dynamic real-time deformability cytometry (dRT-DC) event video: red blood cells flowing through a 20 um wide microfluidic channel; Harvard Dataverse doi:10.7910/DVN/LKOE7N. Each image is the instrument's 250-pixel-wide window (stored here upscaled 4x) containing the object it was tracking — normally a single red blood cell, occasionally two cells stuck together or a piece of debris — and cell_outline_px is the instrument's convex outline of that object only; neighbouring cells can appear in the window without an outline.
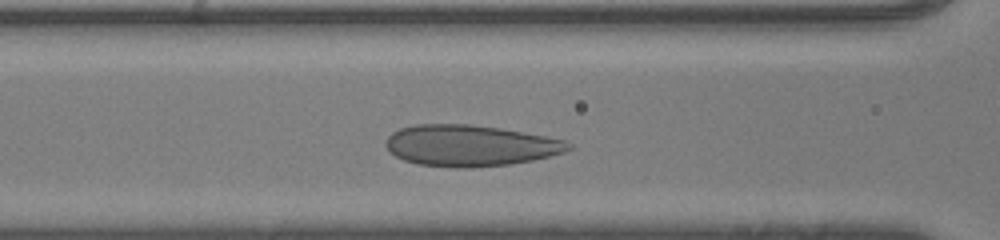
{"species": "human", "species_latin": "Homo sapiens", "temperature_condition": "room temperature", "stored_images_in_passage": 29, "camera_frame_rate_fps": 3000, "um_per_image_px": 0.085, "donor": {"sex": "male"}, "frame": {"image": 1, "passage_image": 9, "time_ms": 2.667, "image_size_px": [1000, 240], "cell_outline_px": [[572, 148], [564, 152], [532, 160], [508, 164], [468, 168], [456, 168], [420, 164], [404, 160], [396, 156], [388, 148], [388, 136], [392, 132], [400, 128], [416, 124], [468, 124], [500, 128], [548, 136], [564, 140], [572, 144]], "centroid_in_image_um": [39.99, 12.37], "position_along_channel_um": 126.6, "area_um2": 43.58}}
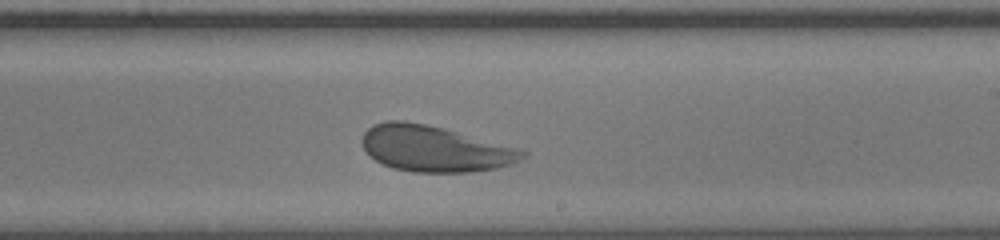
{"frame": {"image": 2, "passage_image": 18, "time_ms": 5.667, "image_size_px": [1000, 240], "cell_outline_px": [[528, 152], [524, 156], [512, 164], [496, 168], [472, 172], [412, 172], [392, 168], [376, 160], [364, 148], [360, 140], [364, 132], [372, 124], [388, 120], [404, 120], [444, 128], [524, 148]], "centroid_in_image_um": [36.98, 12.63], "position_along_channel_um": 252.0, "area_um2": 43.35}}
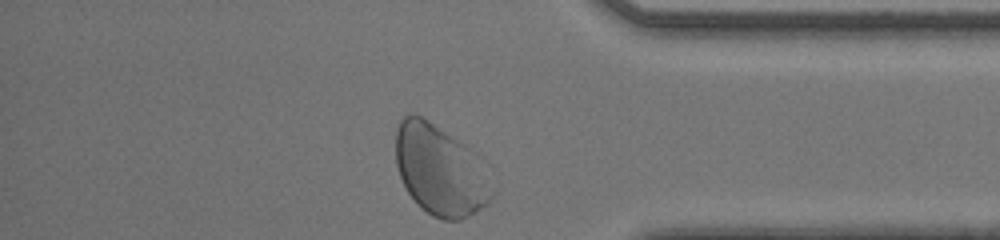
{"frame": {"image": 3, "passage_image": 29, "time_ms": 9.333, "image_size_px": [1000, 240], "cell_outline_px": [[496, 192], [492, 200], [488, 204], [468, 216], [460, 220], [444, 220], [432, 216], [408, 192], [400, 176], [396, 164], [396, 128], [400, 120], [404, 116], [412, 112], [428, 120], [464, 144], [468, 148], [496, 188]], "centroid_in_image_um": [37.41, 14.48], "position_along_channel_um": 397.8, "area_um2": 50.17}, "authors_computed_cell_mechanics": {"area_um2": 43.35, "velocity_mm_per_s": 4.2014, "shape_relaxation_time_tau1_ms": 5.7343, "shape_relaxation_time_tau2_ms": null, "deformation_change_tau1": 0.1672, "deformation_change_tau2": null}}